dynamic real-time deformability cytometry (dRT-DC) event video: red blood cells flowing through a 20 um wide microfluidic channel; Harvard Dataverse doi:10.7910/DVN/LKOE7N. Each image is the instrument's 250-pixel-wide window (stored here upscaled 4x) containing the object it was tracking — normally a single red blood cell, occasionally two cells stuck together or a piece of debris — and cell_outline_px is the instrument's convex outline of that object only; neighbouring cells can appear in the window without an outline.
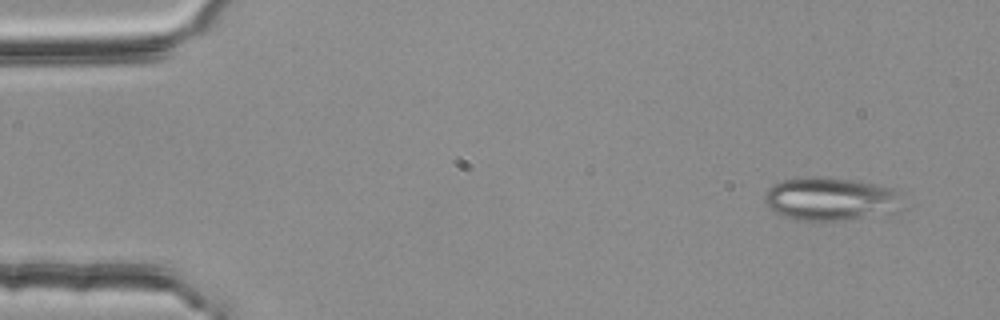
{"species": "common noctule bat (a hibernating species)", "species_latin": "Nyctalus noctula", "temperature_condition": "room temperature", "stored_images_in_passage": 4, "camera_frame_rate_fps": 3000, "um_per_image_px": 0.085, "animal": {"sex": "female", "body_mass_g": 25.1}, "frame": {"image": 1, "passage_image": 1, "time_ms": 0.0, "image_size_px": [1000, 320], "cell_outline_px": [[908, 208], [904, 212], [840, 220], [796, 220], [784, 216], [776, 212], [764, 204], [764, 192], [772, 184], [784, 180], [804, 176], [812, 176], [852, 180], [876, 184], [896, 188], [904, 192]], "centroid_in_image_um": [70.77, 16.91], "position_along_channel_um": 14.2, "area_um2": 36.01}}